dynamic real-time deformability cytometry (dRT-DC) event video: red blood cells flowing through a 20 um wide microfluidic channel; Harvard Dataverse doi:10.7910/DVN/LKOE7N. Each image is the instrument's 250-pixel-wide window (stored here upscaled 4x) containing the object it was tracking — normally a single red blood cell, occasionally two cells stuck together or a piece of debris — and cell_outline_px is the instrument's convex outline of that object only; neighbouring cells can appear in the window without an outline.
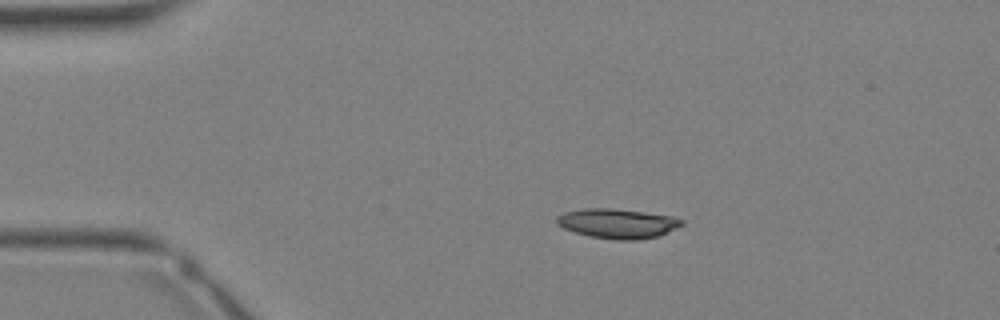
{"species": "Egyptian fruit bat (a non-hibernating species)", "species_latin": "Rousettus aegyptiacus", "temperature_condition": "warm", "stored_images_in_passage": 29, "camera_frame_rate_fps": 3000, "um_per_image_px": 0.085, "animal": {"sex": "female"}, "frame": {"image": 1, "passage_image": 1, "time_ms": 0.0, "image_size_px": [1000, 320], "cell_outline_px": [[684, 224], [668, 232], [656, 236], [636, 240], [616, 240], [588, 236], [564, 228], [556, 224], [556, 216], [564, 212], [584, 208], [612, 208], [644, 212], [672, 216], [684, 220]], "centroid_in_image_um": [52.47, 18.99], "position_along_channel_um": 32.5, "area_um2": 21.62}}
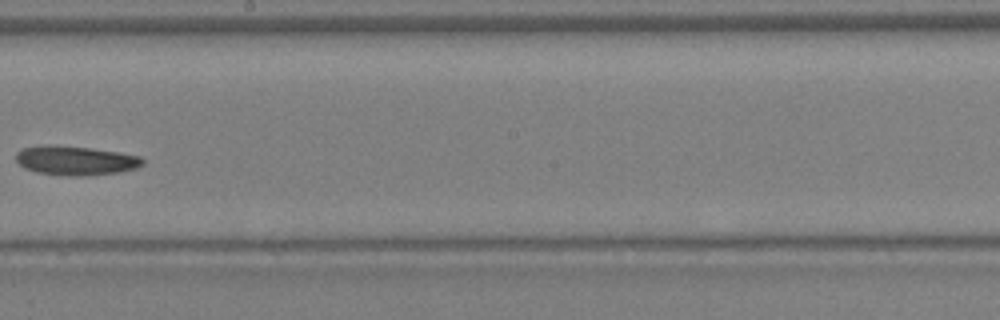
{"frame": {"image": 2, "passage_image": 14, "time_ms": 4.333, "image_size_px": [1000, 320], "cell_outline_px": [[144, 164], [136, 168], [120, 172], [88, 176], [68, 176], [36, 172], [24, 168], [16, 160], [16, 152], [24, 148], [88, 148], [116, 152], [140, 156], [144, 160]], "centroid_in_image_um": [6.51, 13.71], "position_along_channel_um": 241.7, "area_um2": 20.63}}
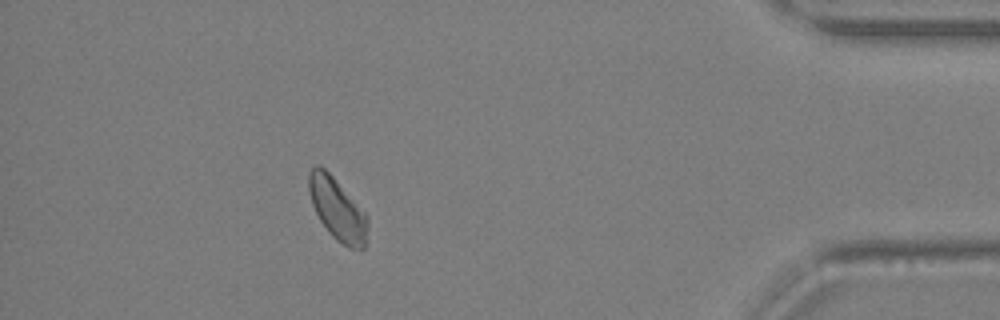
{"frame": {"image": 3, "passage_image": 25, "time_ms": 8.0, "image_size_px": [1000, 320], "cell_outline_px": [[368, 224], [364, 248], [360, 252], [348, 248], [336, 240], [328, 232], [320, 220], [312, 204], [308, 188], [308, 172], [316, 164], [320, 164], [332, 176], [368, 216]], "centroid_in_image_um": [28.67, 17.81], "position_along_channel_um": 406.5, "area_um2": 21.33}}